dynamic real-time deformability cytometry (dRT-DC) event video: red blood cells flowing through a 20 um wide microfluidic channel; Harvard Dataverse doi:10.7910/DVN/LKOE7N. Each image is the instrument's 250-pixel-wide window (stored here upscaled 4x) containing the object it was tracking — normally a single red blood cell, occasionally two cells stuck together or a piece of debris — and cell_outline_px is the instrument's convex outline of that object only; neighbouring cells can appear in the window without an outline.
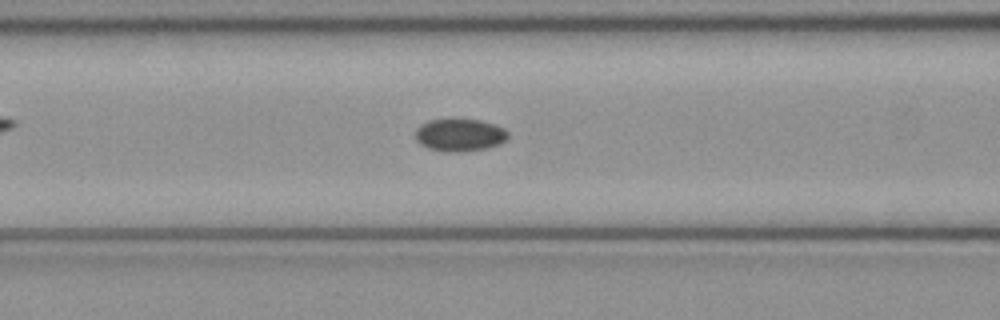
{"species": "common noctule bat (a hibernating species)", "species_latin": "Nyctalus noctula", "temperature_condition": "cold", "stored_images_in_passage": 50, "camera_frame_rate_fps": 3000, "um_per_image_px": 0.085, "animal": {"sex": "female", "body_mass_g": 21.9}, "frame": {"image": 1, "passage_image": 20, "time_ms": 6.333, "image_size_px": [1000, 320], "cell_outline_px": [[508, 136], [500, 144], [488, 148], [464, 152], [444, 152], [428, 148], [420, 144], [416, 140], [416, 128], [420, 124], [428, 120], [480, 120], [496, 124], [504, 128], [508, 132]], "centroid_in_image_um": [39.08, 11.49], "position_along_channel_um": 127.5, "area_um2": 17.69}}
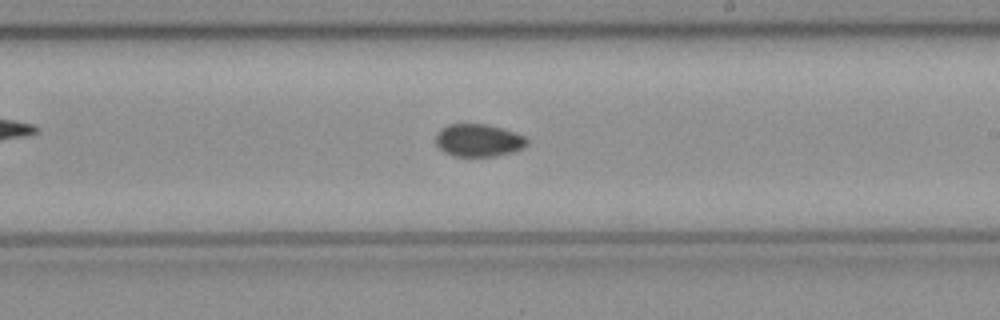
{"frame": {"image": 2, "passage_image": 29, "time_ms": 9.333, "image_size_px": [1000, 320], "cell_outline_px": [[528, 144], [524, 148], [512, 152], [496, 156], [452, 156], [444, 152], [436, 144], [436, 132], [440, 128], [448, 124], [488, 124], [516, 132], [524, 136], [528, 140]], "centroid_in_image_um": [40.67, 11.92], "position_along_channel_um": 248.3, "area_um2": 17.57}}
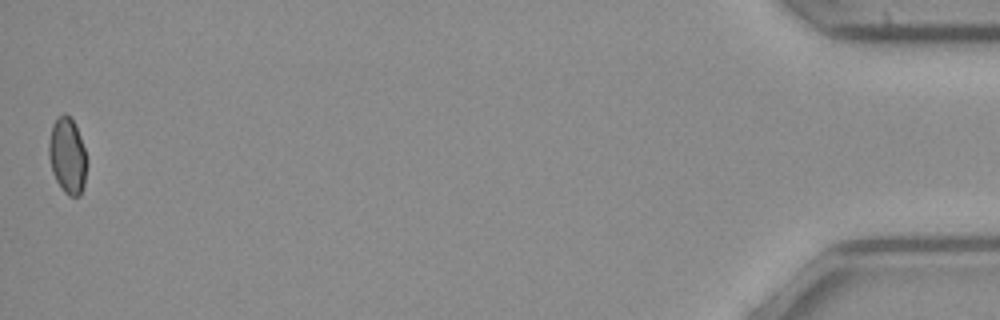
{"frame": {"image": 3, "passage_image": 50, "time_ms": 16.333, "image_size_px": [1000, 320], "cell_outline_px": [[88, 164], [84, 184], [80, 196], [68, 196], [64, 192], [56, 180], [52, 172], [48, 156], [48, 144], [52, 124], [56, 116], [64, 112], [72, 120], [80, 136], [88, 160]], "centroid_in_image_um": [5.73, 13.24], "position_along_channel_um": 429.5, "area_um2": 17.11}}